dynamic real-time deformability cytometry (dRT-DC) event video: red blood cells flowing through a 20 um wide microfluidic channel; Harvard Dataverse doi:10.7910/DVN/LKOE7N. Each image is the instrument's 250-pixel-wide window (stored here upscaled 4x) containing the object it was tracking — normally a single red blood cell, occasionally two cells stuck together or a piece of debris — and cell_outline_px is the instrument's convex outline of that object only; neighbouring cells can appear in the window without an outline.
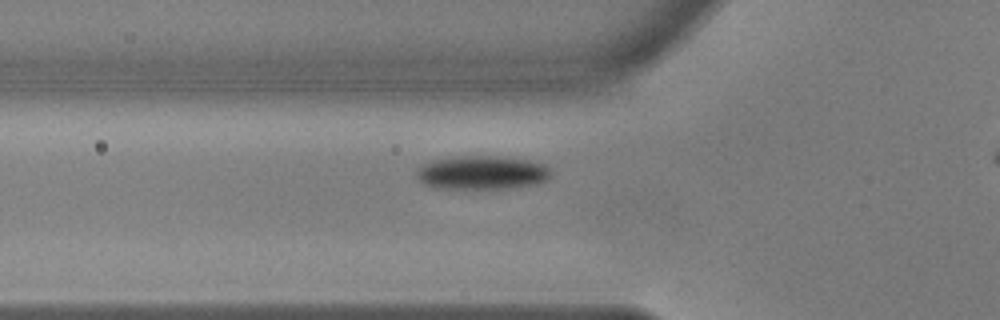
{"species": "common noctule bat (a hibernating species)", "species_latin": "Nyctalus noctula", "temperature_condition": "warm", "stored_images_in_passage": 42, "camera_frame_rate_fps": 3000, "um_per_image_px": 0.085, "animal": {"sex": "male", "body_mass_g": 17.9, "forearm_length_mm": 54.2}, "frame": {"image": 1, "passage_image": 12, "time_ms": 3.667, "image_size_px": [1000, 320], "cell_outline_px": [[552, 176], [548, 180], [536, 184], [512, 188], [436, 188], [424, 184], [416, 176], [416, 172], [424, 164], [432, 160], [460, 156], [496, 156], [528, 160], [544, 164], [552, 172]], "centroid_in_image_um": [41.01, 14.67], "position_along_channel_um": 84.8, "area_um2": 26.36}}
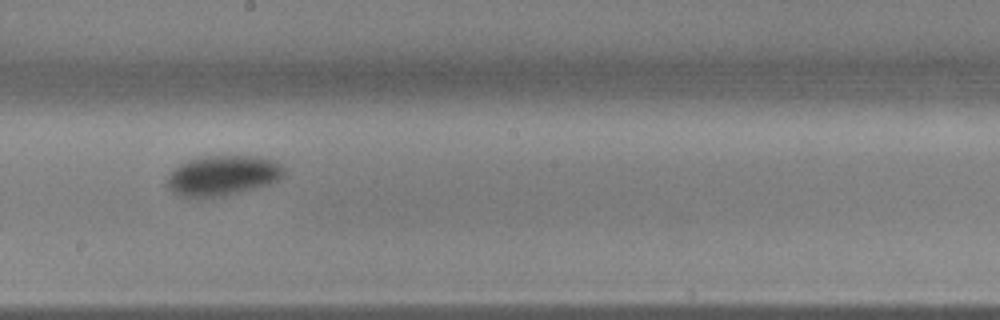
{"frame": {"image": 2, "passage_image": 24, "time_ms": 7.667, "image_size_px": [1000, 320], "cell_outline_px": [[284, 176], [280, 180], [272, 184], [224, 196], [200, 200], [180, 196], [172, 192], [164, 184], [168, 176], [180, 164], [188, 160], [204, 156], [256, 156], [276, 160], [284, 168]], "centroid_in_image_um": [18.93, 14.95], "position_along_channel_um": 229.3, "area_um2": 28.09}}
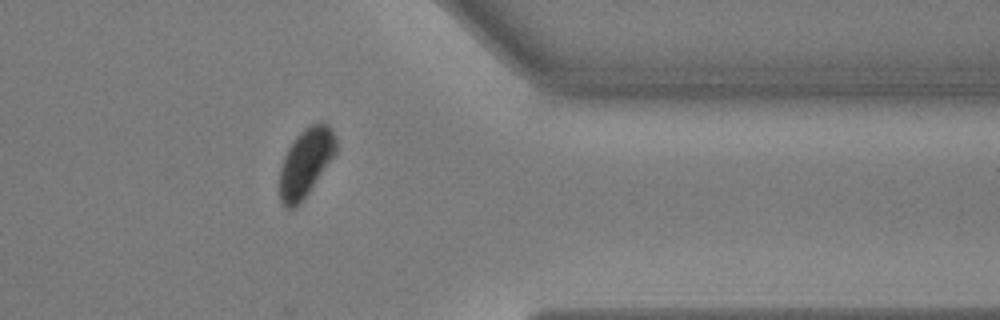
{"frame": {"image": 3, "passage_image": 38, "time_ms": 12.333, "image_size_px": [1000, 320], "cell_outline_px": [[336, 152], [308, 192], [296, 208], [284, 208], [280, 200], [280, 168], [284, 156], [288, 148], [296, 136], [304, 128], [320, 120], [324, 120], [332, 128], [336, 140]], "centroid_in_image_um": [25.98, 13.78], "position_along_channel_um": 385.4, "area_um2": 22.31}}